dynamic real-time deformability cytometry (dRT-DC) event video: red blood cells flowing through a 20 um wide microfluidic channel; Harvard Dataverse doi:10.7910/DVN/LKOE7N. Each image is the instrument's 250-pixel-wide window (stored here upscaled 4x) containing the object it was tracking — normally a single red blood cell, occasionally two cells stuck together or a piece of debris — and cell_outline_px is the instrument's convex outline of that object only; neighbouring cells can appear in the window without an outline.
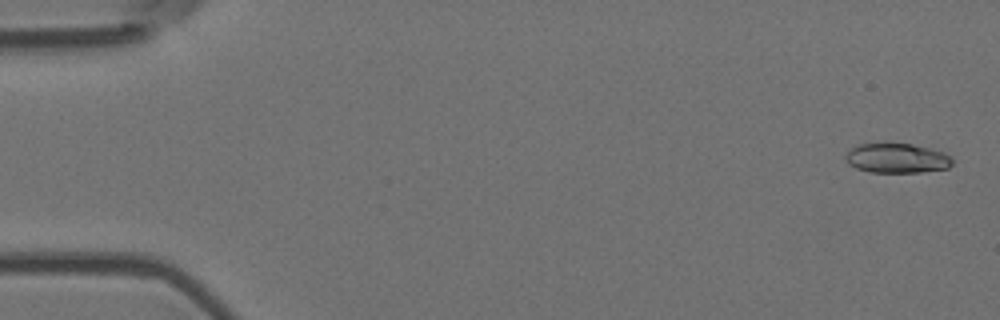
{"species": "Egyptian fruit bat (a non-hibernating species)", "species_latin": "Rousettus aegyptiacus", "temperature_condition": "room temperature", "stored_images_in_passage": 2, "camera_frame_rate_fps": 3000, "um_per_image_px": 0.085, "animal": {"sex": "female"}, "frame": {"image": 1, "passage_image": 2, "time_ms": 0.333, "image_size_px": [1000, 320], "cell_outline_px": [[952, 164], [948, 168], [920, 172], [868, 172], [856, 168], [848, 164], [844, 160], [844, 156], [852, 148], [860, 144], [912, 144], [944, 152], [952, 156]], "centroid_in_image_um": [76.23, 13.46], "position_along_channel_um": 8.8, "area_um2": 18.38}}